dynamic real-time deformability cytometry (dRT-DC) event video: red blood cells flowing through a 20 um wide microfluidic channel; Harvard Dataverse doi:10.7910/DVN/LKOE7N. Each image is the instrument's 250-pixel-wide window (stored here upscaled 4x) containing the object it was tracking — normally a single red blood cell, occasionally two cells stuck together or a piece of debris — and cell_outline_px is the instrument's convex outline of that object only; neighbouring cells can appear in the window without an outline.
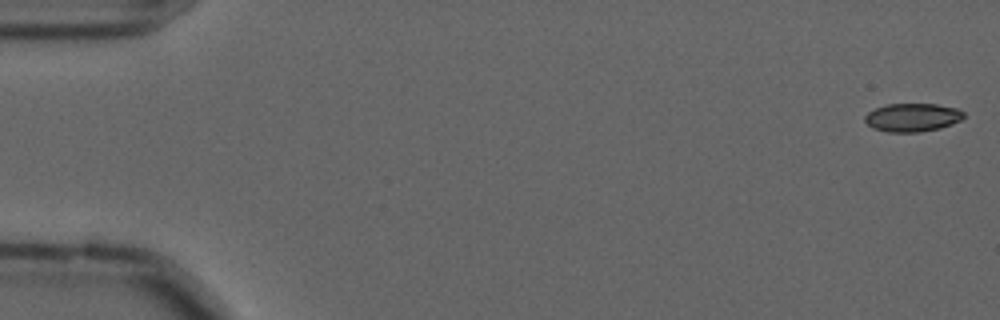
{"species": "common noctule bat (a hibernating species)", "species_latin": "Nyctalus noctula", "temperature_condition": "cold", "stored_images_in_passage": 57, "camera_frame_rate_fps": 3000, "um_per_image_px": 0.085, "animal": {"sex": "male", "forearm_length_mm": 52.5}, "frame": {"image": 1, "passage_image": 1, "time_ms": 0.0, "image_size_px": [1000, 320], "cell_outline_px": [[964, 116], [960, 120], [952, 124], [940, 128], [920, 132], [888, 132], [872, 128], [864, 120], [864, 116], [868, 112], [876, 108], [888, 104], [936, 104], [956, 108], [964, 112]], "centroid_in_image_um": [77.54, 9.98], "position_along_channel_um": 7.5, "area_um2": 16.3}}
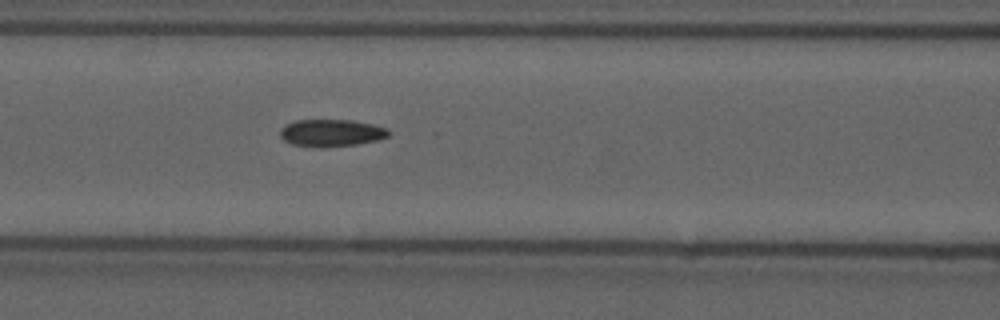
{"frame": {"image": 2, "passage_image": 24, "time_ms": 7.667, "image_size_px": [1000, 320], "cell_outline_px": [[392, 132], [388, 136], [380, 140], [356, 144], [320, 148], [292, 144], [284, 140], [280, 136], [280, 128], [296, 120], [352, 120], [372, 124], [388, 128]], "centroid_in_image_um": [28.2, 11.3], "position_along_channel_um": 138.4, "area_um2": 17.34}}
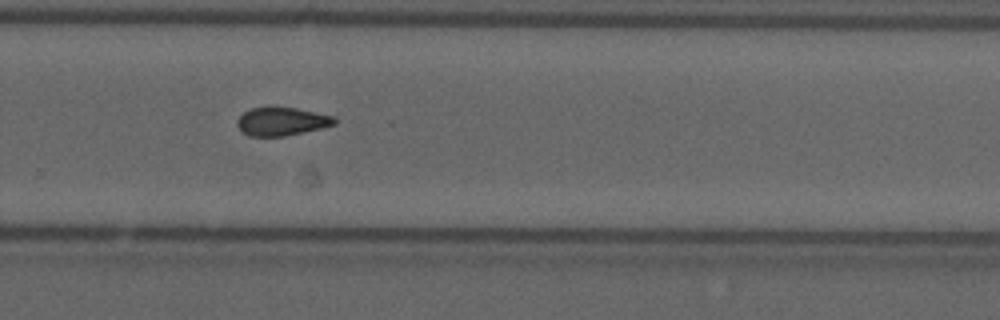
{"frame": {"image": 3, "passage_image": 38, "time_ms": 12.333, "image_size_px": [1000, 320], "cell_outline_px": [[336, 124], [320, 128], [284, 136], [248, 136], [240, 132], [236, 124], [236, 120], [244, 112], [252, 108], [272, 104], [296, 108], [332, 116], [336, 120]], "centroid_in_image_um": [23.86, 10.29], "position_along_channel_um": 305.9, "area_um2": 16.42}}